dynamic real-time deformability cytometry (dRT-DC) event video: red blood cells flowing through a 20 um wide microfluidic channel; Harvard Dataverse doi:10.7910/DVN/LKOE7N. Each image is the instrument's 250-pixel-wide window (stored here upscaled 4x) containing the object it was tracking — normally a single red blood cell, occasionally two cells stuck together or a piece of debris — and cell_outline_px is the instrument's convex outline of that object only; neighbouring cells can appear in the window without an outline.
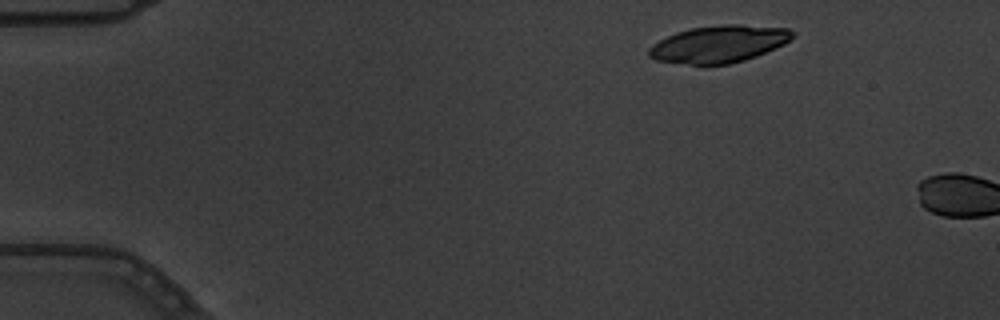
{"species": "common noctule bat (a hibernating species)", "species_latin": "Nyctalus noctula", "temperature_condition": "warm", "stored_images_in_passage": 2, "camera_frame_rate_fps": 3000, "um_per_image_px": 0.085, "animal": {"sex": "male", "body_mass_g": 19.5, "forearm_length_mm": 54.6}, "frame": {"image": 1, "passage_image": 1, "time_ms": 0.0, "image_size_px": [1000, 320], "cell_outline_px": [[796, 36], [784, 44], [776, 48], [756, 56], [744, 60], [728, 64], [692, 64], [656, 60], [648, 56], [648, 48], [652, 44], [676, 32], [692, 28], [720, 24], [740, 24], [788, 28], [796, 32]], "centroid_in_image_um": [61.15, 3.72], "position_along_channel_um": 23.8, "area_um2": 31.1}}